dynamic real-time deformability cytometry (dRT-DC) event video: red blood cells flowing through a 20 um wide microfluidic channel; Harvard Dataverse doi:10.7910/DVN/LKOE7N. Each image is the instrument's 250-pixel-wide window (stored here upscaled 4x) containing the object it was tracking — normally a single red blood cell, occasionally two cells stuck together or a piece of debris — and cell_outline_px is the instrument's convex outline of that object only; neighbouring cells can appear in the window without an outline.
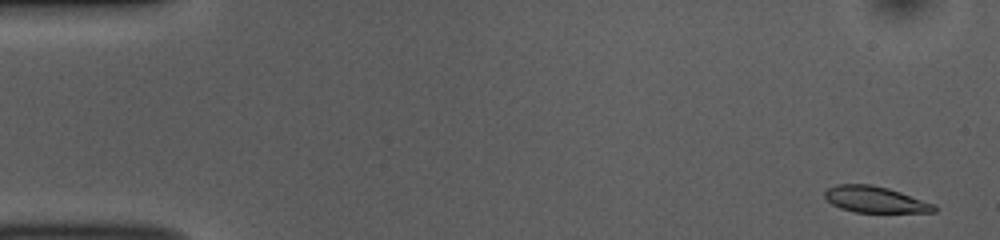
{"species": "common noctule bat (a hibernating species)", "species_latin": "Nyctalus noctula", "temperature_condition": "room temperature", "stored_images_in_passage": 51, "camera_frame_rate_fps": 3000, "um_per_image_px": 0.085, "animal": {"sex": "female", "body_mass_g": 10.0, "forearm_length_mm": 53.1}, "frame": {"image": 1, "passage_image": 1, "time_ms": 0.0, "image_size_px": [1000, 240], "cell_outline_px": [[936, 212], [852, 212], [840, 208], [832, 204], [824, 196], [824, 192], [828, 188], [836, 184], [872, 184], [888, 188], [936, 204]], "centroid_in_image_um": [74.38, 16.95], "position_along_channel_um": 10.6, "area_um2": 16.76}}
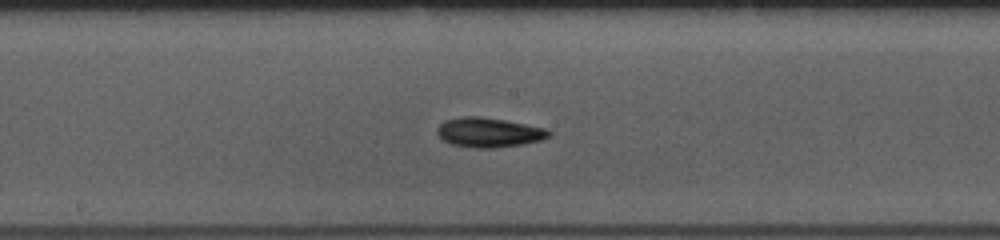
{"frame": {"image": 2, "passage_image": 26, "time_ms": 8.333, "image_size_px": [1000, 240], "cell_outline_px": [[552, 132], [548, 136], [540, 140], [524, 144], [492, 148], [476, 148], [452, 144], [444, 140], [436, 132], [436, 128], [444, 120], [464, 116], [480, 116], [504, 120], [548, 128]], "centroid_in_image_um": [41.56, 11.25], "position_along_channel_um": 206.6, "area_um2": 19.25}}
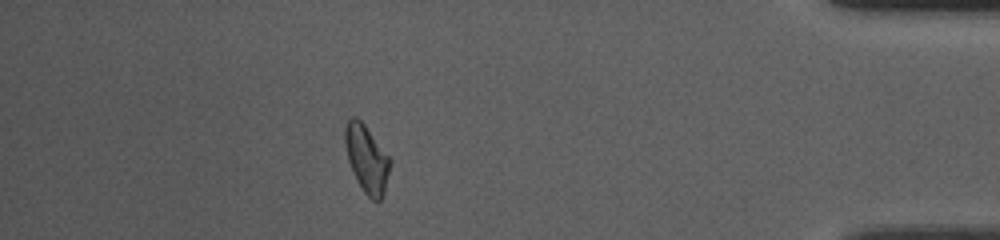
{"frame": {"image": 3, "passage_image": 45, "time_ms": 14.667, "image_size_px": [1000, 240], "cell_outline_px": [[392, 160], [384, 192], [380, 200], [372, 200], [364, 192], [348, 160], [344, 144], [344, 128], [348, 120], [352, 116], [356, 116], [364, 124]], "centroid_in_image_um": [31.17, 13.46], "position_along_channel_um": 404.0, "area_um2": 17.46}, "authors_computed_cell_mechanics": {"area_um2": 17.8024, "velocity_mm_per_s": 3.8283, "shape_relaxation_time_tau1_ms": 3.8992, "shape_relaxation_time_tau2_ms": 4.9859, "deformation_change_tau1": 0.1453, "deformation_change_tau2": 0.1046}}